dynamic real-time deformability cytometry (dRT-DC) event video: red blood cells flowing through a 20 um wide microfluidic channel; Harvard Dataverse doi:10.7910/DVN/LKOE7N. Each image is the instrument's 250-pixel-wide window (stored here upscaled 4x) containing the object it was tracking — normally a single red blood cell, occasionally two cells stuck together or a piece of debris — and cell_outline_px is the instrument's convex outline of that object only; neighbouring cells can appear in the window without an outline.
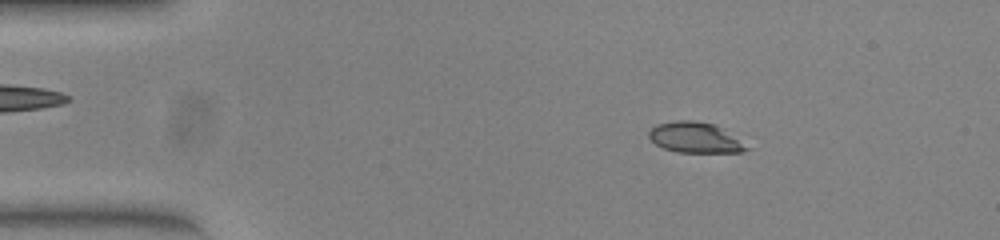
{"species": "common noctule bat (a hibernating species)", "species_latin": "Nyctalus noctula", "temperature_condition": "warm", "stored_images_in_passage": 48, "camera_frame_rate_fps": 3000, "um_per_image_px": 0.085, "animal": {"sex": "female", "body_mass_g": 23.0, "forearm_length_mm": 53.4}, "frame": {"image": 1, "passage_image": 4, "time_ms": 1.0, "image_size_px": [1000, 240], "cell_outline_px": [[752, 148], [744, 152], [676, 152], [664, 148], [656, 144], [648, 136], [648, 132], [656, 124], [676, 120], [692, 120], [716, 124], [724, 128]], "centroid_in_image_um": [59.13, 11.68], "position_along_channel_um": 25.9, "area_um2": 17.63}}
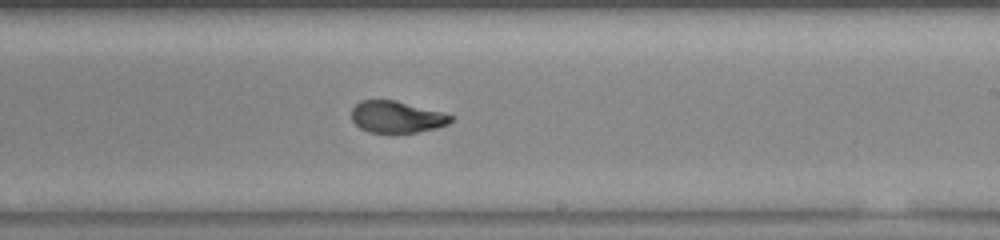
{"frame": {"image": 2, "passage_image": 27, "time_ms": 8.667, "image_size_px": [1000, 240], "cell_outline_px": [[452, 120], [448, 124], [436, 128], [416, 132], [368, 132], [360, 128], [352, 120], [352, 108], [360, 100], [396, 100], [440, 112], [452, 116]], "centroid_in_image_um": [33.68, 9.93], "position_along_channel_um": 255.3, "area_um2": 18.09}}
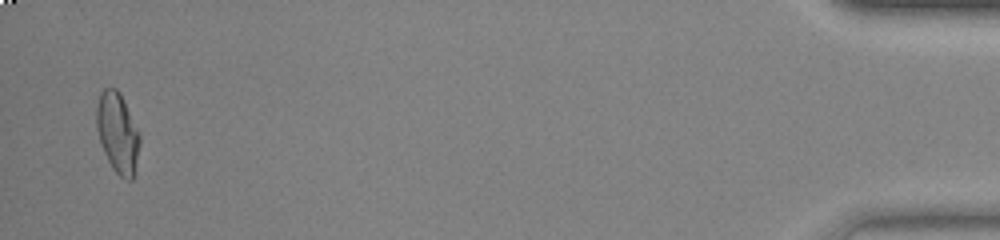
{"frame": {"image": 3, "passage_image": 47, "time_ms": 15.333, "image_size_px": [1000, 240], "cell_outline_px": [[140, 144], [132, 180], [128, 180], [120, 176], [112, 168], [104, 152], [96, 128], [96, 108], [100, 92], [104, 88], [116, 88], [120, 92], [140, 136]], "centroid_in_image_um": [9.98, 11.27], "position_along_channel_um": 425.2, "area_um2": 19.94}, "authors_computed_cell_mechanics": {"area_um2": 19.3341, "velocity_mm_per_s": 3.8948, "shape_relaxation_time_tau1_ms": 6.1469, "shape_relaxation_time_tau2_ms": 0.6943, "deformation_change_tau1": 0.23, "deformation_change_tau2": 0.0601}}